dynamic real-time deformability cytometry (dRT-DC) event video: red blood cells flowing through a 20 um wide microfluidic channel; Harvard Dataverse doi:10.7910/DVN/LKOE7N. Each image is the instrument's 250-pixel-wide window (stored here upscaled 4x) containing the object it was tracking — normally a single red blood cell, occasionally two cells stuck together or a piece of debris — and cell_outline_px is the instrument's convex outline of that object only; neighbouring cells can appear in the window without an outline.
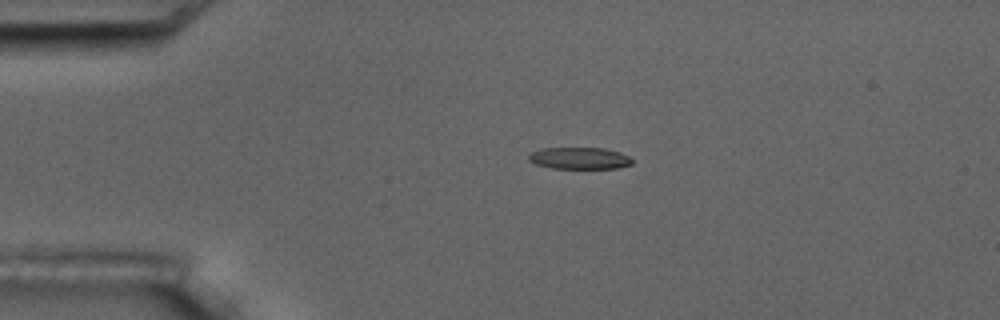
{"species": "common noctule bat (a hibernating species)", "species_latin": "Nyctalus noctula", "temperature_condition": "room temperature", "stored_images_in_passage": 2, "camera_frame_rate_fps": 3000, "um_per_image_px": 0.085, "animal": {"sex": "male", "body_mass_g": 17.5, "forearm_length_mm": 52.3}, "frame": {"image": 1, "passage_image": 1, "time_ms": 0.0, "image_size_px": [1000, 320], "cell_outline_px": [[632, 164], [616, 168], [552, 168], [536, 164], [528, 160], [528, 156], [532, 152], [544, 148], [604, 148], [620, 152], [628, 156], [632, 160]], "centroid_in_image_um": [49.26, 13.44], "position_along_channel_um": 35.7, "area_um2": 13.01}}